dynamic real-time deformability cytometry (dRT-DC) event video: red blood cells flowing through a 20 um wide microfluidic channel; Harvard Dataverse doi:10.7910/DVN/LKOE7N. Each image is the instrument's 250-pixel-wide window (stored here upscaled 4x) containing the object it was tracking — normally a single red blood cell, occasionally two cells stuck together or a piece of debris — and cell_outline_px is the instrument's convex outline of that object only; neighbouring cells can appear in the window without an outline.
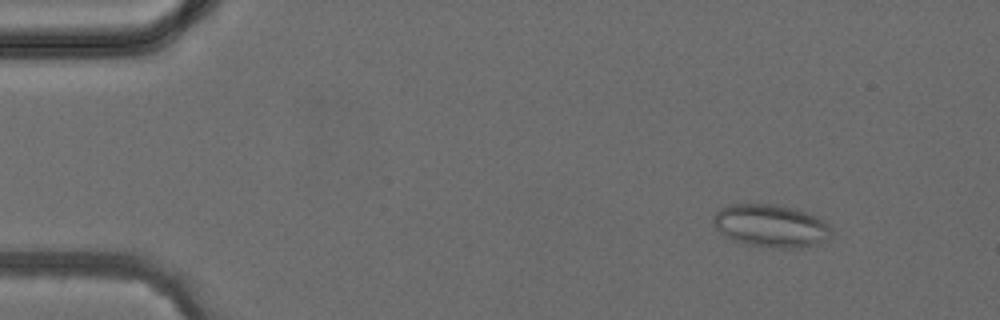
{"species": "common noctule bat (a hibernating species)", "species_latin": "Nyctalus noctula", "temperature_condition": "cold", "stored_images_in_passage": 3, "camera_frame_rate_fps": 3000, "um_per_image_px": 0.085, "animal": {"sex": "female", "body_mass_g": 24.6, "forearm_length_mm": 56.2}, "frame": {"image": 1, "passage_image": 2, "time_ms": 1.0, "image_size_px": [1000, 320], "cell_outline_px": [[832, 236], [828, 240], [816, 244], [800, 248], [776, 248], [744, 244], [732, 240], [724, 236], [712, 224], [712, 216], [720, 208], [728, 204], [776, 204], [796, 208], [816, 216], [824, 220], [832, 228]], "centroid_in_image_um": [65.53, 19.19], "position_along_channel_um": 19.5, "area_um2": 30.0}}